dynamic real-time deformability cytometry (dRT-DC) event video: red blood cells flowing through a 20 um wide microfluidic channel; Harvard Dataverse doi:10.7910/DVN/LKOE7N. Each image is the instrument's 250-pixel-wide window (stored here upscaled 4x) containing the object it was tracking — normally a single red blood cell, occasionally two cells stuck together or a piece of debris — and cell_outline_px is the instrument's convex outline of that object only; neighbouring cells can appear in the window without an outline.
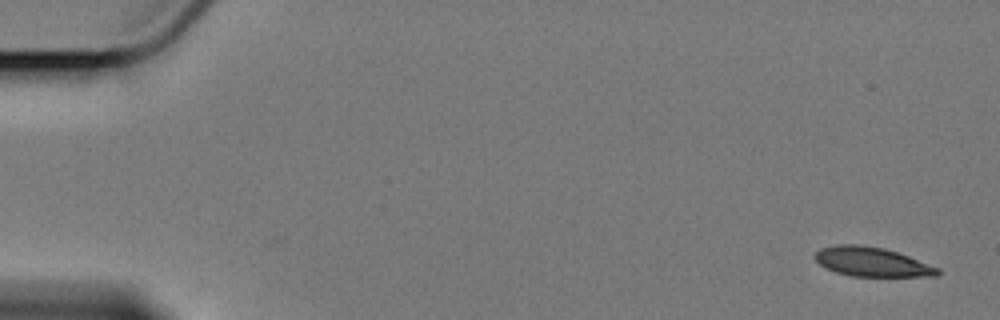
{"species": "Egyptian fruit bat (a non-hibernating species)", "species_latin": "Rousettus aegyptiacus", "temperature_condition": "cold", "stored_images_in_passage": 6, "camera_frame_rate_fps": 3000, "um_per_image_px": 0.085, "animal": {"sex": "female"}, "frame": {"image": 1, "passage_image": 1, "time_ms": 0.0, "image_size_px": [1000, 320], "cell_outline_px": [[940, 272], [936, 276], [852, 276], [836, 272], [820, 264], [816, 260], [816, 252], [820, 248], [836, 244], [860, 244], [884, 248], [908, 256], [940, 268]], "centroid_in_image_um": [74.11, 22.25], "position_along_channel_um": 10.9, "area_um2": 20.75}}
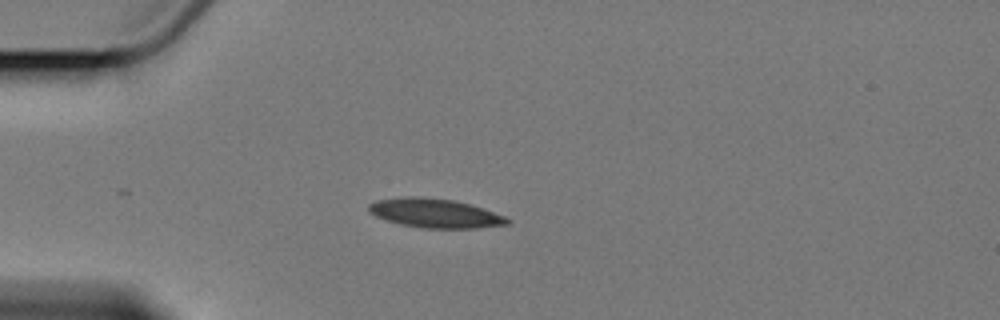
{"frame": {"image": 2, "passage_image": 5, "time_ms": 4.667, "image_size_px": [1000, 320], "cell_outline_px": [[512, 220], [508, 224], [476, 228], [424, 228], [400, 224], [376, 216], [368, 212], [368, 204], [376, 200], [404, 196], [420, 196], [452, 200], [468, 204], [504, 216]], "centroid_in_image_um": [36.92, 18.12], "position_along_channel_um": 48.1, "area_um2": 23.29}}